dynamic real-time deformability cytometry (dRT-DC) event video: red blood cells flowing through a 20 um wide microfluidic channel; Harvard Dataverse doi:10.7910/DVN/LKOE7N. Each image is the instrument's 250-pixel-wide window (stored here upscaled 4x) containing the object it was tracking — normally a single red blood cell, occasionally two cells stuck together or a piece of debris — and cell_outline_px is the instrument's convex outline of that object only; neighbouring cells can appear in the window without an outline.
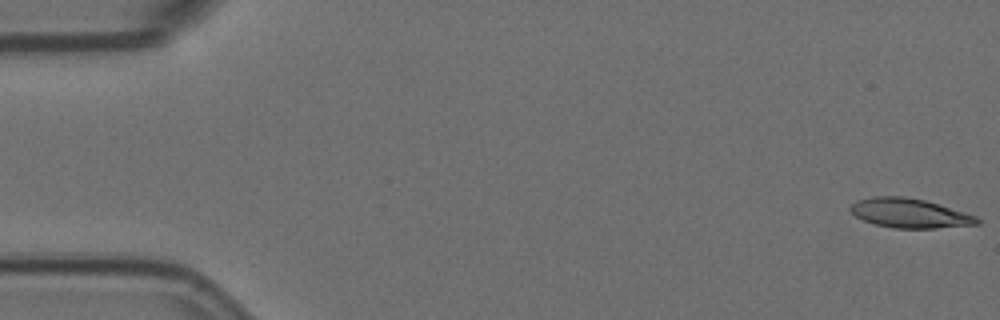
{"species": "Egyptian fruit bat (a non-hibernating species)", "species_latin": "Rousettus aegyptiacus", "temperature_condition": "room temperature", "stored_images_in_passage": 57, "camera_frame_rate_fps": 3000, "um_per_image_px": 0.085, "animal": {"sex": "female"}, "frame": {"image": 1, "passage_image": 1, "time_ms": 0.0, "image_size_px": [1000, 320], "cell_outline_px": [[980, 224], [936, 228], [896, 228], [876, 224], [864, 220], [856, 216], [848, 208], [856, 200], [872, 196], [904, 196], [924, 200], [964, 212], [976, 216], [980, 220]], "centroid_in_image_um": [77.3, 18.11], "position_along_channel_um": 7.7, "area_um2": 21.5}}
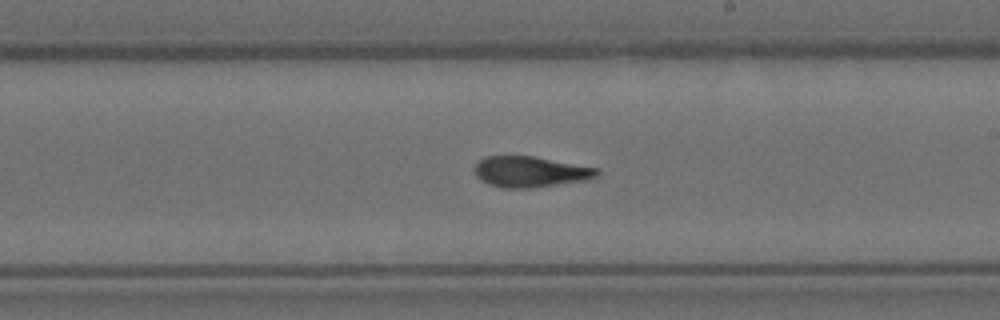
{"frame": {"image": 2, "passage_image": 33, "time_ms": 10.667, "image_size_px": [1000, 320], "cell_outline_px": [[600, 176], [584, 180], [532, 188], [500, 188], [488, 184], [480, 180], [476, 176], [472, 168], [476, 160], [484, 156], [532, 156], [600, 168]], "centroid_in_image_um": [45.02, 14.59], "position_along_channel_um": 244.0, "area_um2": 22.37}}
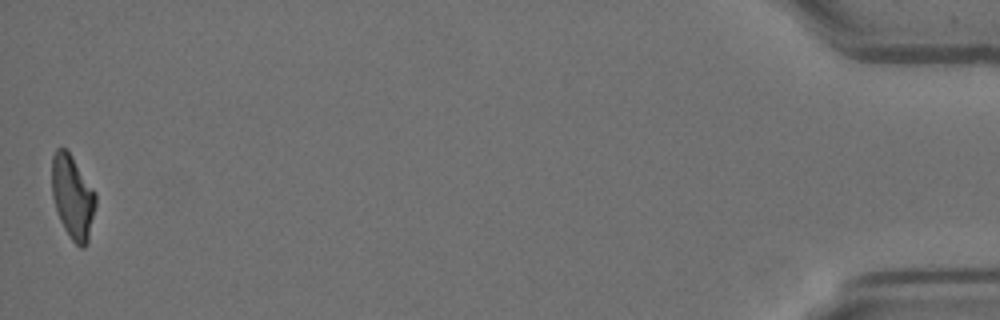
{"frame": {"image": 3, "passage_image": 57, "time_ms": 18.667, "image_size_px": [1000, 320], "cell_outline_px": [[96, 204], [88, 244], [84, 248], [80, 248], [72, 240], [64, 228], [60, 220], [52, 196], [52, 156], [56, 148], [64, 148], [72, 156], [96, 192]], "centroid_in_image_um": [6.19, 16.76], "position_along_channel_um": 429.0, "area_um2": 21.44}, "authors_computed_cell_mechanics": {"area_um2": 22.4264, "velocity_mm_per_s": 3.5215, "shape_relaxation_time_tau1_ms": 9.3795, "shape_relaxation_time_tau2_ms": 2.7366, "deformation_change_tau1": 0.2701, "deformation_change_tau2": 0.109}}